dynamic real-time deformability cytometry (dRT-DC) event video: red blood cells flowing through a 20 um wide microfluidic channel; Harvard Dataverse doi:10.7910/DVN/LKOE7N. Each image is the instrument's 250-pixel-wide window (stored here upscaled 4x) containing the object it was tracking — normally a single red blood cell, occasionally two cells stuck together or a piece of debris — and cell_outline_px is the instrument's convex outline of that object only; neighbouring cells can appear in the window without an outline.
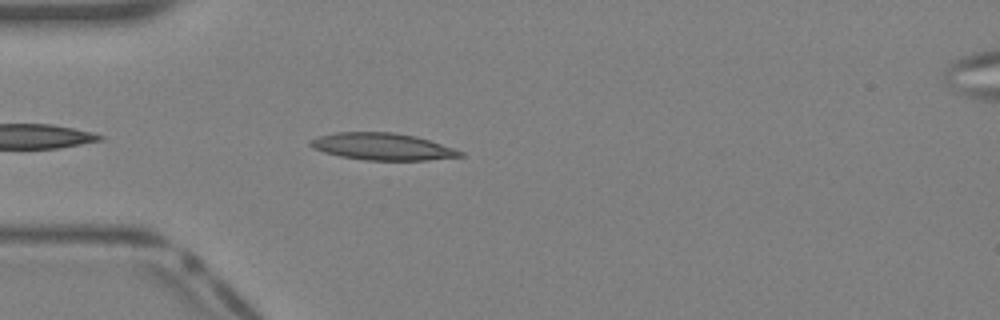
{"species": "Egyptian fruit bat (a non-hibernating species)", "species_latin": "Rousettus aegyptiacus", "temperature_condition": "warm", "stored_images_in_passage": 30, "camera_frame_rate_fps": 3000, "um_per_image_px": 0.085, "animal": {"sex": "female"}, "frame": {"image": 1, "passage_image": 3, "time_ms": 0.667, "image_size_px": [1000, 320], "cell_outline_px": [[464, 156], [428, 160], [364, 160], [340, 156], [324, 152], [312, 148], [308, 144], [308, 140], [316, 136], [336, 132], [392, 132], [416, 136], [464, 152]], "centroid_in_image_um": [32.44, 12.45], "position_along_channel_um": 52.6, "area_um2": 23.58}}
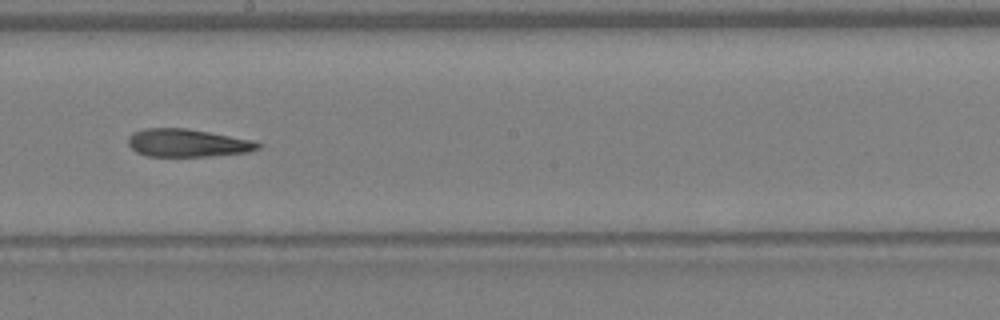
{"frame": {"image": 2, "passage_image": 14, "time_ms": 4.333, "image_size_px": [1000, 320], "cell_outline_px": [[260, 148], [248, 152], [208, 156], [148, 156], [136, 152], [128, 144], [128, 136], [132, 132], [144, 128], [188, 128], [252, 140], [260, 144]], "centroid_in_image_um": [15.89, 12.14], "position_along_channel_um": 232.3, "area_um2": 21.04}}
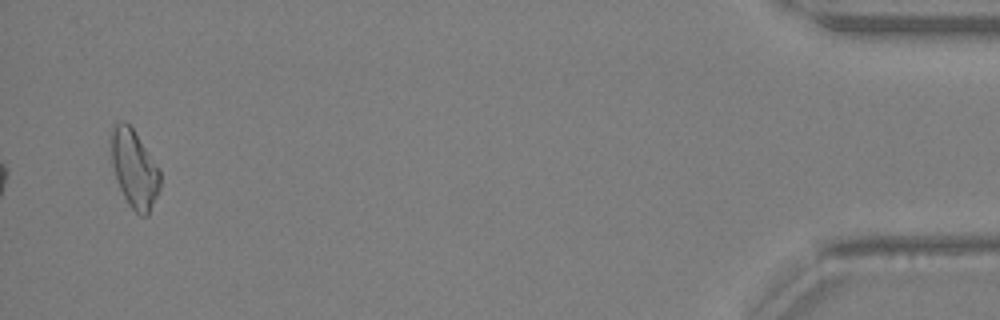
{"frame": {"image": 3, "passage_image": 30, "time_ms": 9.667, "image_size_px": [1000, 320], "cell_outline_px": [[160, 188], [148, 216], [140, 216], [128, 204], [120, 188], [112, 164], [112, 124], [120, 120], [124, 120], [132, 128], [160, 168]], "centroid_in_image_um": [11.44, 14.35], "position_along_channel_um": 423.8, "area_um2": 22.08}}